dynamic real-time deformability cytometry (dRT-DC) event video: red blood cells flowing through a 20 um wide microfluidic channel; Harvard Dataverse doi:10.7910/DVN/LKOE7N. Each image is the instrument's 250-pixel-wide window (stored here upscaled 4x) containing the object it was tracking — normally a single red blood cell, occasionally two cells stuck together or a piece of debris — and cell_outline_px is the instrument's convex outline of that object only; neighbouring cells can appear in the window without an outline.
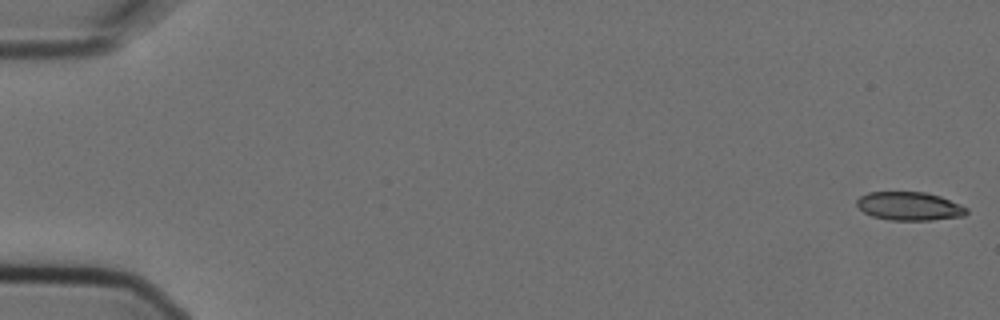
{"species": "Egyptian fruit bat (a non-hibernating species)", "species_latin": "Rousettus aegyptiacus", "temperature_condition": "cold", "stored_images_in_passage": 5, "camera_frame_rate_fps": 3000, "um_per_image_px": 0.085, "animal": {"sex": "female"}, "frame": {"image": 1, "passage_image": 1, "time_ms": 0.0, "image_size_px": [1000, 320], "cell_outline_px": [[968, 212], [964, 216], [932, 220], [888, 220], [872, 216], [864, 212], [856, 204], [856, 200], [860, 196], [868, 192], [924, 192], [940, 196], [960, 204], [968, 208]], "centroid_in_image_um": [77.3, 17.53], "position_along_channel_um": 7.7, "area_um2": 18.26}}
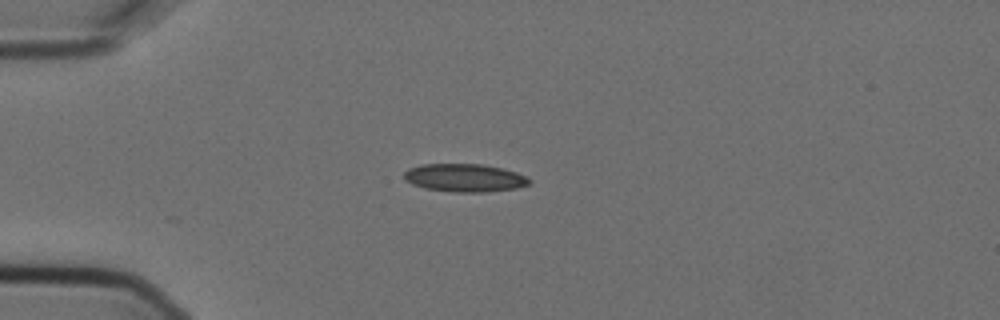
{"frame": {"image": 2, "passage_image": 5, "time_ms": 1.333, "image_size_px": [1000, 320], "cell_outline_px": [[532, 184], [516, 188], [484, 192], [456, 192], [424, 188], [412, 184], [404, 180], [404, 172], [408, 168], [420, 164], [484, 164], [504, 168], [528, 176], [532, 180]], "centroid_in_image_um": [39.52, 15.1], "position_along_channel_um": 45.5, "area_um2": 20.75}}